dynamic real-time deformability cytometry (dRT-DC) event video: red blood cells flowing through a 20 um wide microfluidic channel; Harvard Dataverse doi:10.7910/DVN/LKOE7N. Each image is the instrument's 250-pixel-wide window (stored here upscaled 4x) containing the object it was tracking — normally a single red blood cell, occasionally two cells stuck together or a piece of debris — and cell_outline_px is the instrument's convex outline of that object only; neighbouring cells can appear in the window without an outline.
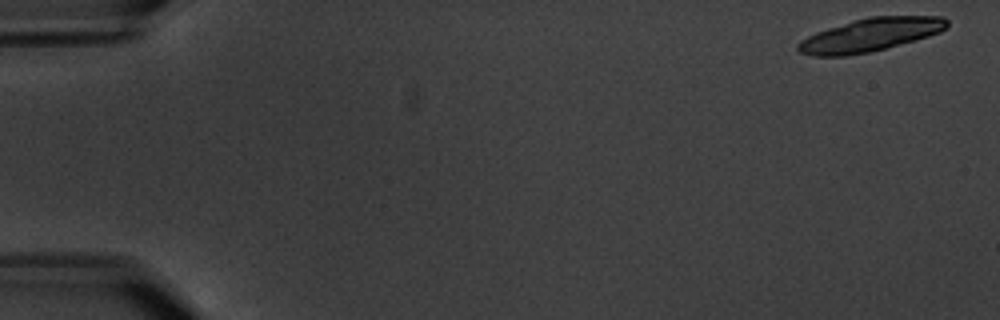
{"species": "common noctule bat (a hibernating species)", "species_latin": "Nyctalus noctula", "temperature_condition": "warm", "stored_images_in_passage": 6, "camera_frame_rate_fps": 3000, "um_per_image_px": 0.085, "animal": {"sex": "male", "body_mass_g": 20.1, "forearm_length_mm": 53.5}, "frame": {"image": 1, "passage_image": 1, "time_ms": 0.0, "image_size_px": [1000, 320], "cell_outline_px": [[948, 28], [940, 32], [916, 40], [868, 52], [844, 56], [812, 56], [800, 52], [796, 48], [796, 44], [800, 40], [816, 32], [852, 20], [868, 16], [944, 16], [948, 20]], "centroid_in_image_um": [73.97, 2.95], "position_along_channel_um": 11.0, "area_um2": 28.84}}